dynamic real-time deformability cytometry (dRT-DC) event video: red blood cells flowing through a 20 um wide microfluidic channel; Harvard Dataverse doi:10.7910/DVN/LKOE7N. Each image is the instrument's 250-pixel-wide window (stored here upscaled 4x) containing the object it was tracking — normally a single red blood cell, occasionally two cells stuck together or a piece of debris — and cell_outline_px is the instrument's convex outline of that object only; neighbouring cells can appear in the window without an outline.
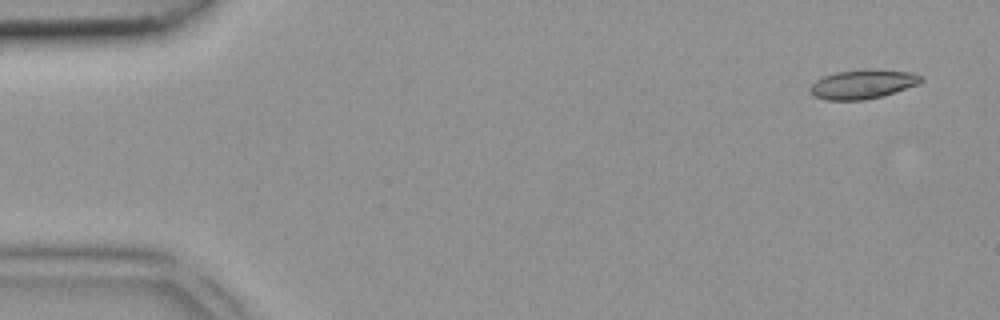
{"species": "common noctule bat (a hibernating species)", "species_latin": "Nyctalus noctula", "temperature_condition": "room temperature", "stored_images_in_passage": 4, "camera_frame_rate_fps": 3000, "um_per_image_px": 0.085, "animal": {"sex": "female", "body_mass_g": 18.4}, "frame": {"image": 1, "passage_image": 1, "time_ms": 0.0, "image_size_px": [1000, 320], "cell_outline_px": [[924, 80], [916, 84], [880, 96], [864, 100], [824, 100], [816, 96], [808, 88], [816, 80], [824, 76], [836, 72], [872, 68], [912, 72], [920, 76]], "centroid_in_image_um": [73.3, 7.14], "position_along_channel_um": 11.7, "area_um2": 18.61}}